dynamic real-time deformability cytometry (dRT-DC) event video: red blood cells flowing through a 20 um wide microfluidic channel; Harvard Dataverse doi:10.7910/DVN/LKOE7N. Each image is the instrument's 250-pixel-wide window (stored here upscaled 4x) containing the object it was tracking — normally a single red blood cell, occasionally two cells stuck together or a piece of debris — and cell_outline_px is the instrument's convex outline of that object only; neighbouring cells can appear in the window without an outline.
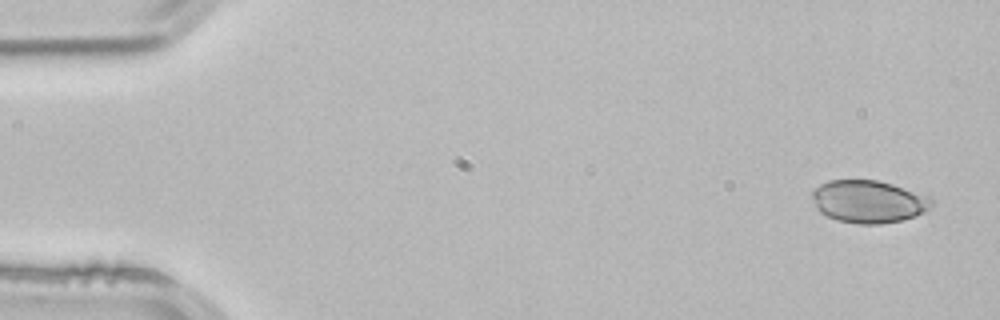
{"species": "common noctule bat (a hibernating species)", "species_latin": "Nyctalus noctula", "temperature_condition": "room temperature", "stored_images_in_passage": 5, "camera_frame_rate_fps": 3000, "um_per_image_px": 0.085, "animal": {"sex": "male", "body_mass_g": 21.5, "forearm_length_mm": 52.0}, "frame": {"image": 1, "passage_image": 1, "time_ms": 0.0, "image_size_px": [1000, 320], "cell_outline_px": [[932, 208], [924, 212], [904, 220], [880, 224], [856, 224], [836, 220], [820, 212], [816, 208], [812, 196], [812, 192], [820, 184], [828, 180], [876, 180], [892, 184], [928, 196], [932, 200]], "centroid_in_image_um": [73.82, 17.14], "position_along_channel_um": 11.2, "area_um2": 29.65}}
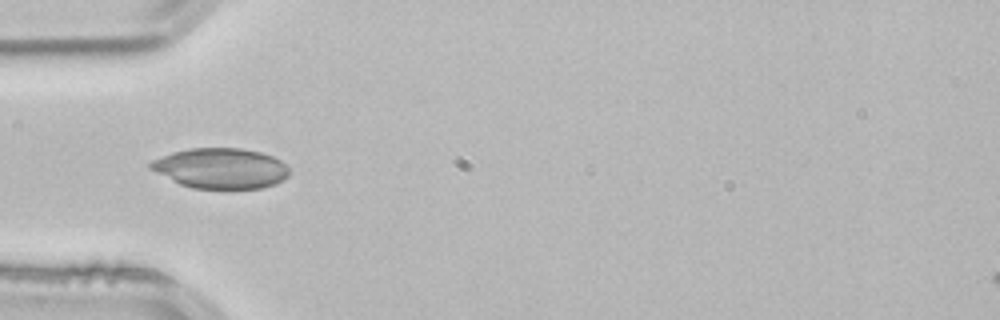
{"frame": {"image": 2, "passage_image": 4, "time_ms": 1.0, "image_size_px": [1000, 320], "cell_outline_px": [[288, 176], [276, 184], [260, 188], [192, 188], [180, 184], [148, 168], [148, 164], [152, 160], [172, 152], [188, 148], [240, 148], [260, 152], [272, 156], [288, 164]], "centroid_in_image_um": [18.76, 14.3], "position_along_channel_um": 66.2, "area_um2": 32.6}}